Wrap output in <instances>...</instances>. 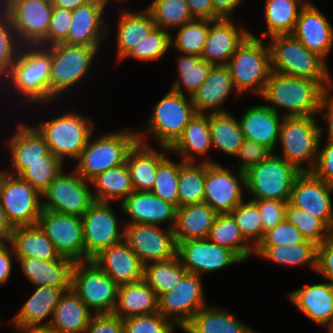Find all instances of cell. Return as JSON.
<instances>
[{
    "instance_id": "ac0fdd59",
    "label": "cell",
    "mask_w": 333,
    "mask_h": 333,
    "mask_svg": "<svg viewBox=\"0 0 333 333\" xmlns=\"http://www.w3.org/2000/svg\"><path fill=\"white\" fill-rule=\"evenodd\" d=\"M1 206L13 228L36 225L42 211L41 193L19 176L8 174L5 169Z\"/></svg>"
},
{
    "instance_id": "484cf974",
    "label": "cell",
    "mask_w": 333,
    "mask_h": 333,
    "mask_svg": "<svg viewBox=\"0 0 333 333\" xmlns=\"http://www.w3.org/2000/svg\"><path fill=\"white\" fill-rule=\"evenodd\" d=\"M232 18L209 20V33L201 58L213 65H227L237 48L250 35L248 28L238 26Z\"/></svg>"
},
{
    "instance_id": "09005b40",
    "label": "cell",
    "mask_w": 333,
    "mask_h": 333,
    "mask_svg": "<svg viewBox=\"0 0 333 333\" xmlns=\"http://www.w3.org/2000/svg\"><path fill=\"white\" fill-rule=\"evenodd\" d=\"M328 332L333 333V324L329 327Z\"/></svg>"
},
{
    "instance_id": "9f6ffc18",
    "label": "cell",
    "mask_w": 333,
    "mask_h": 333,
    "mask_svg": "<svg viewBox=\"0 0 333 333\" xmlns=\"http://www.w3.org/2000/svg\"><path fill=\"white\" fill-rule=\"evenodd\" d=\"M64 164L65 163L50 152L45 157V162L30 164L19 177L30 183L42 194L63 168H65Z\"/></svg>"
},
{
    "instance_id": "7bdbcfd3",
    "label": "cell",
    "mask_w": 333,
    "mask_h": 333,
    "mask_svg": "<svg viewBox=\"0 0 333 333\" xmlns=\"http://www.w3.org/2000/svg\"><path fill=\"white\" fill-rule=\"evenodd\" d=\"M92 193L95 201L116 202L120 204L132 193L134 188L130 171L126 163L110 168L91 181Z\"/></svg>"
},
{
    "instance_id": "681fc988",
    "label": "cell",
    "mask_w": 333,
    "mask_h": 333,
    "mask_svg": "<svg viewBox=\"0 0 333 333\" xmlns=\"http://www.w3.org/2000/svg\"><path fill=\"white\" fill-rule=\"evenodd\" d=\"M145 8L150 12L155 27L168 32L195 20L186 0H152Z\"/></svg>"
},
{
    "instance_id": "7c38bea8",
    "label": "cell",
    "mask_w": 333,
    "mask_h": 333,
    "mask_svg": "<svg viewBox=\"0 0 333 333\" xmlns=\"http://www.w3.org/2000/svg\"><path fill=\"white\" fill-rule=\"evenodd\" d=\"M57 175L41 194L42 210L82 217L95 202L91 183L83 179L73 168Z\"/></svg>"
},
{
    "instance_id": "a7ac6f4b",
    "label": "cell",
    "mask_w": 333,
    "mask_h": 333,
    "mask_svg": "<svg viewBox=\"0 0 333 333\" xmlns=\"http://www.w3.org/2000/svg\"><path fill=\"white\" fill-rule=\"evenodd\" d=\"M333 88L326 89L321 97L318 117L320 116L323 121L326 120V127L328 126V130L320 126V139H322V135L324 132L327 134V140L333 141V94L331 93Z\"/></svg>"
},
{
    "instance_id": "5b68a950",
    "label": "cell",
    "mask_w": 333,
    "mask_h": 333,
    "mask_svg": "<svg viewBox=\"0 0 333 333\" xmlns=\"http://www.w3.org/2000/svg\"><path fill=\"white\" fill-rule=\"evenodd\" d=\"M34 127L44 137L50 152L63 163L67 158L76 160L95 131L92 118L71 109L55 118L36 122Z\"/></svg>"
},
{
    "instance_id": "3957f363",
    "label": "cell",
    "mask_w": 333,
    "mask_h": 333,
    "mask_svg": "<svg viewBox=\"0 0 333 333\" xmlns=\"http://www.w3.org/2000/svg\"><path fill=\"white\" fill-rule=\"evenodd\" d=\"M272 71L318 82L325 90L333 88L328 63L309 51L293 34L270 37Z\"/></svg>"
},
{
    "instance_id": "d590c367",
    "label": "cell",
    "mask_w": 333,
    "mask_h": 333,
    "mask_svg": "<svg viewBox=\"0 0 333 333\" xmlns=\"http://www.w3.org/2000/svg\"><path fill=\"white\" fill-rule=\"evenodd\" d=\"M217 216L218 213L205 202L178 207L172 228L176 244L190 239H207Z\"/></svg>"
},
{
    "instance_id": "603a6c76",
    "label": "cell",
    "mask_w": 333,
    "mask_h": 333,
    "mask_svg": "<svg viewBox=\"0 0 333 333\" xmlns=\"http://www.w3.org/2000/svg\"><path fill=\"white\" fill-rule=\"evenodd\" d=\"M119 205L121 213L128 218L124 224L160 226L167 222L168 228H173L175 224L178 207L163 201L151 191H134Z\"/></svg>"
},
{
    "instance_id": "03108f58",
    "label": "cell",
    "mask_w": 333,
    "mask_h": 333,
    "mask_svg": "<svg viewBox=\"0 0 333 333\" xmlns=\"http://www.w3.org/2000/svg\"><path fill=\"white\" fill-rule=\"evenodd\" d=\"M315 273L333 284V234L322 244L317 245Z\"/></svg>"
},
{
    "instance_id": "c3c4849f",
    "label": "cell",
    "mask_w": 333,
    "mask_h": 333,
    "mask_svg": "<svg viewBox=\"0 0 333 333\" xmlns=\"http://www.w3.org/2000/svg\"><path fill=\"white\" fill-rule=\"evenodd\" d=\"M206 163L180 161L178 207L204 201Z\"/></svg>"
},
{
    "instance_id": "753ad0ef",
    "label": "cell",
    "mask_w": 333,
    "mask_h": 333,
    "mask_svg": "<svg viewBox=\"0 0 333 333\" xmlns=\"http://www.w3.org/2000/svg\"><path fill=\"white\" fill-rule=\"evenodd\" d=\"M91 0H51L53 7H59L67 10H75L76 8L90 2Z\"/></svg>"
},
{
    "instance_id": "e7e4bbea",
    "label": "cell",
    "mask_w": 333,
    "mask_h": 333,
    "mask_svg": "<svg viewBox=\"0 0 333 333\" xmlns=\"http://www.w3.org/2000/svg\"><path fill=\"white\" fill-rule=\"evenodd\" d=\"M319 142L318 157L312 173L319 179L333 185V141L327 140L321 147Z\"/></svg>"
},
{
    "instance_id": "8992f818",
    "label": "cell",
    "mask_w": 333,
    "mask_h": 333,
    "mask_svg": "<svg viewBox=\"0 0 333 333\" xmlns=\"http://www.w3.org/2000/svg\"><path fill=\"white\" fill-rule=\"evenodd\" d=\"M227 66L238 96L250 93L260 97L272 72L269 44H264V39L250 33Z\"/></svg>"
},
{
    "instance_id": "2e32d148",
    "label": "cell",
    "mask_w": 333,
    "mask_h": 333,
    "mask_svg": "<svg viewBox=\"0 0 333 333\" xmlns=\"http://www.w3.org/2000/svg\"><path fill=\"white\" fill-rule=\"evenodd\" d=\"M124 241L143 265L177 256V244L172 228L150 224H125Z\"/></svg>"
},
{
    "instance_id": "b9fcfbb0",
    "label": "cell",
    "mask_w": 333,
    "mask_h": 333,
    "mask_svg": "<svg viewBox=\"0 0 333 333\" xmlns=\"http://www.w3.org/2000/svg\"><path fill=\"white\" fill-rule=\"evenodd\" d=\"M10 245L9 240L0 239V254Z\"/></svg>"
},
{
    "instance_id": "979ff035",
    "label": "cell",
    "mask_w": 333,
    "mask_h": 333,
    "mask_svg": "<svg viewBox=\"0 0 333 333\" xmlns=\"http://www.w3.org/2000/svg\"><path fill=\"white\" fill-rule=\"evenodd\" d=\"M110 1H114V0H110ZM116 1H120V2H126V1H128V0H116Z\"/></svg>"
},
{
    "instance_id": "9c48e42d",
    "label": "cell",
    "mask_w": 333,
    "mask_h": 333,
    "mask_svg": "<svg viewBox=\"0 0 333 333\" xmlns=\"http://www.w3.org/2000/svg\"><path fill=\"white\" fill-rule=\"evenodd\" d=\"M99 49L65 43L51 45L50 104L90 75Z\"/></svg>"
},
{
    "instance_id": "d6a6232c",
    "label": "cell",
    "mask_w": 333,
    "mask_h": 333,
    "mask_svg": "<svg viewBox=\"0 0 333 333\" xmlns=\"http://www.w3.org/2000/svg\"><path fill=\"white\" fill-rule=\"evenodd\" d=\"M211 148L209 114L196 113L169 150L172 155L180 156L183 162H198L199 156H203L202 162L215 163L206 156Z\"/></svg>"
},
{
    "instance_id": "8d00e7d4",
    "label": "cell",
    "mask_w": 333,
    "mask_h": 333,
    "mask_svg": "<svg viewBox=\"0 0 333 333\" xmlns=\"http://www.w3.org/2000/svg\"><path fill=\"white\" fill-rule=\"evenodd\" d=\"M9 242L16 258L51 261L61 257L38 224L14 227Z\"/></svg>"
},
{
    "instance_id": "11a10c76",
    "label": "cell",
    "mask_w": 333,
    "mask_h": 333,
    "mask_svg": "<svg viewBox=\"0 0 333 333\" xmlns=\"http://www.w3.org/2000/svg\"><path fill=\"white\" fill-rule=\"evenodd\" d=\"M180 163L166 157L157 168L156 180L151 192L178 207V183Z\"/></svg>"
},
{
    "instance_id": "6da1fadb",
    "label": "cell",
    "mask_w": 333,
    "mask_h": 333,
    "mask_svg": "<svg viewBox=\"0 0 333 333\" xmlns=\"http://www.w3.org/2000/svg\"><path fill=\"white\" fill-rule=\"evenodd\" d=\"M51 46L21 45L17 57L0 85L15 92L23 104L50 105ZM7 82V83H6ZM6 84V85H5Z\"/></svg>"
},
{
    "instance_id": "74e56055",
    "label": "cell",
    "mask_w": 333,
    "mask_h": 333,
    "mask_svg": "<svg viewBox=\"0 0 333 333\" xmlns=\"http://www.w3.org/2000/svg\"><path fill=\"white\" fill-rule=\"evenodd\" d=\"M238 319L228 309L206 305L181 330L185 333H259Z\"/></svg>"
},
{
    "instance_id": "d4e9b609",
    "label": "cell",
    "mask_w": 333,
    "mask_h": 333,
    "mask_svg": "<svg viewBox=\"0 0 333 333\" xmlns=\"http://www.w3.org/2000/svg\"><path fill=\"white\" fill-rule=\"evenodd\" d=\"M292 34L309 51L327 62V56L333 49V26L312 2H307L301 9Z\"/></svg>"
},
{
    "instance_id": "db71d44e",
    "label": "cell",
    "mask_w": 333,
    "mask_h": 333,
    "mask_svg": "<svg viewBox=\"0 0 333 333\" xmlns=\"http://www.w3.org/2000/svg\"><path fill=\"white\" fill-rule=\"evenodd\" d=\"M171 34L161 28L154 27L146 38L133 47L130 52L121 60L133 58L139 61H157L166 55L171 48Z\"/></svg>"
},
{
    "instance_id": "89a4df30",
    "label": "cell",
    "mask_w": 333,
    "mask_h": 333,
    "mask_svg": "<svg viewBox=\"0 0 333 333\" xmlns=\"http://www.w3.org/2000/svg\"><path fill=\"white\" fill-rule=\"evenodd\" d=\"M195 19L215 21L222 17L214 10L212 0H186Z\"/></svg>"
},
{
    "instance_id": "f5cc1de1",
    "label": "cell",
    "mask_w": 333,
    "mask_h": 333,
    "mask_svg": "<svg viewBox=\"0 0 333 333\" xmlns=\"http://www.w3.org/2000/svg\"><path fill=\"white\" fill-rule=\"evenodd\" d=\"M245 201L237 205L230 214L244 239L255 249L263 239V224L257 204L251 199Z\"/></svg>"
},
{
    "instance_id": "4dcf8cb0",
    "label": "cell",
    "mask_w": 333,
    "mask_h": 333,
    "mask_svg": "<svg viewBox=\"0 0 333 333\" xmlns=\"http://www.w3.org/2000/svg\"><path fill=\"white\" fill-rule=\"evenodd\" d=\"M168 153H170L168 147L159 146L156 149L149 143L139 140L135 142L126 158L134 191L152 190L158 165L168 156Z\"/></svg>"
},
{
    "instance_id": "2644e50d",
    "label": "cell",
    "mask_w": 333,
    "mask_h": 333,
    "mask_svg": "<svg viewBox=\"0 0 333 333\" xmlns=\"http://www.w3.org/2000/svg\"><path fill=\"white\" fill-rule=\"evenodd\" d=\"M15 258V259H13ZM17 260L12 247L9 245L0 254V285L8 283L13 270V261Z\"/></svg>"
},
{
    "instance_id": "f546056e",
    "label": "cell",
    "mask_w": 333,
    "mask_h": 333,
    "mask_svg": "<svg viewBox=\"0 0 333 333\" xmlns=\"http://www.w3.org/2000/svg\"><path fill=\"white\" fill-rule=\"evenodd\" d=\"M283 119V115L265 104L248 107L238 118L244 139L263 144L273 152L278 146Z\"/></svg>"
},
{
    "instance_id": "680465c9",
    "label": "cell",
    "mask_w": 333,
    "mask_h": 333,
    "mask_svg": "<svg viewBox=\"0 0 333 333\" xmlns=\"http://www.w3.org/2000/svg\"><path fill=\"white\" fill-rule=\"evenodd\" d=\"M175 326L179 328L160 312L123 319L124 333H174Z\"/></svg>"
},
{
    "instance_id": "be15d7a7",
    "label": "cell",
    "mask_w": 333,
    "mask_h": 333,
    "mask_svg": "<svg viewBox=\"0 0 333 333\" xmlns=\"http://www.w3.org/2000/svg\"><path fill=\"white\" fill-rule=\"evenodd\" d=\"M258 207L264 233L274 228L277 224L285 219V207L287 202L272 199H251Z\"/></svg>"
},
{
    "instance_id": "30bf717a",
    "label": "cell",
    "mask_w": 333,
    "mask_h": 333,
    "mask_svg": "<svg viewBox=\"0 0 333 333\" xmlns=\"http://www.w3.org/2000/svg\"><path fill=\"white\" fill-rule=\"evenodd\" d=\"M301 172L272 152L266 159L251 167L246 174V192L251 199L290 200L295 178Z\"/></svg>"
},
{
    "instance_id": "ba28073f",
    "label": "cell",
    "mask_w": 333,
    "mask_h": 333,
    "mask_svg": "<svg viewBox=\"0 0 333 333\" xmlns=\"http://www.w3.org/2000/svg\"><path fill=\"white\" fill-rule=\"evenodd\" d=\"M318 116L284 117L278 143L280 157L298 171L312 172L318 157L320 125Z\"/></svg>"
},
{
    "instance_id": "44dd1931",
    "label": "cell",
    "mask_w": 333,
    "mask_h": 333,
    "mask_svg": "<svg viewBox=\"0 0 333 333\" xmlns=\"http://www.w3.org/2000/svg\"><path fill=\"white\" fill-rule=\"evenodd\" d=\"M108 2L91 0L73 10L68 35L62 43L100 48L103 40L111 33L105 21Z\"/></svg>"
},
{
    "instance_id": "4316f807",
    "label": "cell",
    "mask_w": 333,
    "mask_h": 333,
    "mask_svg": "<svg viewBox=\"0 0 333 333\" xmlns=\"http://www.w3.org/2000/svg\"><path fill=\"white\" fill-rule=\"evenodd\" d=\"M288 301L317 325L329 329L333 324V284L322 283L303 285L286 294Z\"/></svg>"
},
{
    "instance_id": "ee69618b",
    "label": "cell",
    "mask_w": 333,
    "mask_h": 333,
    "mask_svg": "<svg viewBox=\"0 0 333 333\" xmlns=\"http://www.w3.org/2000/svg\"><path fill=\"white\" fill-rule=\"evenodd\" d=\"M212 147L230 156H236L244 135L239 120L229 112L209 114Z\"/></svg>"
},
{
    "instance_id": "bcb514c9",
    "label": "cell",
    "mask_w": 333,
    "mask_h": 333,
    "mask_svg": "<svg viewBox=\"0 0 333 333\" xmlns=\"http://www.w3.org/2000/svg\"><path fill=\"white\" fill-rule=\"evenodd\" d=\"M187 270L178 256L144 265L143 280L154 290L158 298L175 288Z\"/></svg>"
},
{
    "instance_id": "cb8c5ba5",
    "label": "cell",
    "mask_w": 333,
    "mask_h": 333,
    "mask_svg": "<svg viewBox=\"0 0 333 333\" xmlns=\"http://www.w3.org/2000/svg\"><path fill=\"white\" fill-rule=\"evenodd\" d=\"M18 123L14 134L6 141L13 168L11 170L7 166L6 171L13 176H19L32 163L45 162V157L50 153L44 137L32 124H25V121Z\"/></svg>"
},
{
    "instance_id": "7a4b0ae2",
    "label": "cell",
    "mask_w": 333,
    "mask_h": 333,
    "mask_svg": "<svg viewBox=\"0 0 333 333\" xmlns=\"http://www.w3.org/2000/svg\"><path fill=\"white\" fill-rule=\"evenodd\" d=\"M324 91L316 81L272 71L260 97L283 117L317 116Z\"/></svg>"
},
{
    "instance_id": "1f68e13d",
    "label": "cell",
    "mask_w": 333,
    "mask_h": 333,
    "mask_svg": "<svg viewBox=\"0 0 333 333\" xmlns=\"http://www.w3.org/2000/svg\"><path fill=\"white\" fill-rule=\"evenodd\" d=\"M65 291L67 290L58 287L37 286L16 315L10 319L12 327L49 326L53 311Z\"/></svg>"
},
{
    "instance_id": "277c9868",
    "label": "cell",
    "mask_w": 333,
    "mask_h": 333,
    "mask_svg": "<svg viewBox=\"0 0 333 333\" xmlns=\"http://www.w3.org/2000/svg\"><path fill=\"white\" fill-rule=\"evenodd\" d=\"M153 106L147 126L139 127L137 138L148 144L147 137L152 135L157 146L170 148L196 114L191 97L186 98L185 94L170 88L165 96ZM148 133L149 135H147Z\"/></svg>"
},
{
    "instance_id": "9a60e30c",
    "label": "cell",
    "mask_w": 333,
    "mask_h": 333,
    "mask_svg": "<svg viewBox=\"0 0 333 333\" xmlns=\"http://www.w3.org/2000/svg\"><path fill=\"white\" fill-rule=\"evenodd\" d=\"M246 191V174L237 169L232 172L220 163H206L204 201L218 214L230 213Z\"/></svg>"
},
{
    "instance_id": "f35d334b",
    "label": "cell",
    "mask_w": 333,
    "mask_h": 333,
    "mask_svg": "<svg viewBox=\"0 0 333 333\" xmlns=\"http://www.w3.org/2000/svg\"><path fill=\"white\" fill-rule=\"evenodd\" d=\"M157 312H159L158 296L143 279L118 286L114 315L124 319Z\"/></svg>"
},
{
    "instance_id": "5bb4252c",
    "label": "cell",
    "mask_w": 333,
    "mask_h": 333,
    "mask_svg": "<svg viewBox=\"0 0 333 333\" xmlns=\"http://www.w3.org/2000/svg\"><path fill=\"white\" fill-rule=\"evenodd\" d=\"M21 45H38L46 36L53 6L51 0H2Z\"/></svg>"
},
{
    "instance_id": "b9f144b4",
    "label": "cell",
    "mask_w": 333,
    "mask_h": 333,
    "mask_svg": "<svg viewBox=\"0 0 333 333\" xmlns=\"http://www.w3.org/2000/svg\"><path fill=\"white\" fill-rule=\"evenodd\" d=\"M306 4V0H265L263 16L266 30L260 39L292 34L300 11Z\"/></svg>"
},
{
    "instance_id": "f907efd6",
    "label": "cell",
    "mask_w": 333,
    "mask_h": 333,
    "mask_svg": "<svg viewBox=\"0 0 333 333\" xmlns=\"http://www.w3.org/2000/svg\"><path fill=\"white\" fill-rule=\"evenodd\" d=\"M176 36L171 34V47L179 53L201 57L209 33L208 19H195L176 29Z\"/></svg>"
},
{
    "instance_id": "836d02e7",
    "label": "cell",
    "mask_w": 333,
    "mask_h": 333,
    "mask_svg": "<svg viewBox=\"0 0 333 333\" xmlns=\"http://www.w3.org/2000/svg\"><path fill=\"white\" fill-rule=\"evenodd\" d=\"M24 276L34 286L58 287L62 290L71 289L72 269L74 261L61 256L51 261L32 258H16Z\"/></svg>"
},
{
    "instance_id": "4fadbf2b",
    "label": "cell",
    "mask_w": 333,
    "mask_h": 333,
    "mask_svg": "<svg viewBox=\"0 0 333 333\" xmlns=\"http://www.w3.org/2000/svg\"><path fill=\"white\" fill-rule=\"evenodd\" d=\"M110 204L95 201L81 217L85 261L92 260L102 250L124 240V221L117 217Z\"/></svg>"
},
{
    "instance_id": "94428289",
    "label": "cell",
    "mask_w": 333,
    "mask_h": 333,
    "mask_svg": "<svg viewBox=\"0 0 333 333\" xmlns=\"http://www.w3.org/2000/svg\"><path fill=\"white\" fill-rule=\"evenodd\" d=\"M71 20V10L53 7L47 36L38 45L48 47L62 43L67 38Z\"/></svg>"
},
{
    "instance_id": "6f0895ef",
    "label": "cell",
    "mask_w": 333,
    "mask_h": 333,
    "mask_svg": "<svg viewBox=\"0 0 333 333\" xmlns=\"http://www.w3.org/2000/svg\"><path fill=\"white\" fill-rule=\"evenodd\" d=\"M20 48L10 17L0 6V81L10 71Z\"/></svg>"
},
{
    "instance_id": "f1b7e54d",
    "label": "cell",
    "mask_w": 333,
    "mask_h": 333,
    "mask_svg": "<svg viewBox=\"0 0 333 333\" xmlns=\"http://www.w3.org/2000/svg\"><path fill=\"white\" fill-rule=\"evenodd\" d=\"M118 286L143 279L144 265L123 240L92 259Z\"/></svg>"
},
{
    "instance_id": "ffe728a7",
    "label": "cell",
    "mask_w": 333,
    "mask_h": 333,
    "mask_svg": "<svg viewBox=\"0 0 333 333\" xmlns=\"http://www.w3.org/2000/svg\"><path fill=\"white\" fill-rule=\"evenodd\" d=\"M177 256L189 273L199 276L244 263L233 251L208 239H190L177 244Z\"/></svg>"
},
{
    "instance_id": "91938a15",
    "label": "cell",
    "mask_w": 333,
    "mask_h": 333,
    "mask_svg": "<svg viewBox=\"0 0 333 333\" xmlns=\"http://www.w3.org/2000/svg\"><path fill=\"white\" fill-rule=\"evenodd\" d=\"M305 241L306 238L301 234L298 228L284 219L274 228H271L264 233L263 239L258 246H288Z\"/></svg>"
},
{
    "instance_id": "8c879c8a",
    "label": "cell",
    "mask_w": 333,
    "mask_h": 333,
    "mask_svg": "<svg viewBox=\"0 0 333 333\" xmlns=\"http://www.w3.org/2000/svg\"><path fill=\"white\" fill-rule=\"evenodd\" d=\"M244 0H212L214 10L222 18H232L234 10L241 6ZM246 1V0H245Z\"/></svg>"
},
{
    "instance_id": "34e18365",
    "label": "cell",
    "mask_w": 333,
    "mask_h": 333,
    "mask_svg": "<svg viewBox=\"0 0 333 333\" xmlns=\"http://www.w3.org/2000/svg\"><path fill=\"white\" fill-rule=\"evenodd\" d=\"M13 227L8 222L6 213L0 203V239L9 240Z\"/></svg>"
},
{
    "instance_id": "52a82bcc",
    "label": "cell",
    "mask_w": 333,
    "mask_h": 333,
    "mask_svg": "<svg viewBox=\"0 0 333 333\" xmlns=\"http://www.w3.org/2000/svg\"><path fill=\"white\" fill-rule=\"evenodd\" d=\"M93 137L92 134L73 168L89 182L98 174L126 163L130 148L138 140L137 131L127 128Z\"/></svg>"
},
{
    "instance_id": "e0dca14e",
    "label": "cell",
    "mask_w": 333,
    "mask_h": 333,
    "mask_svg": "<svg viewBox=\"0 0 333 333\" xmlns=\"http://www.w3.org/2000/svg\"><path fill=\"white\" fill-rule=\"evenodd\" d=\"M202 283L201 276L187 272L179 285L158 298L159 312L182 329L208 305Z\"/></svg>"
},
{
    "instance_id": "7dc6e473",
    "label": "cell",
    "mask_w": 333,
    "mask_h": 333,
    "mask_svg": "<svg viewBox=\"0 0 333 333\" xmlns=\"http://www.w3.org/2000/svg\"><path fill=\"white\" fill-rule=\"evenodd\" d=\"M176 59L178 74L170 88L183 95L187 93L191 96L208 77L213 64L201 57L182 53Z\"/></svg>"
},
{
    "instance_id": "11e5206c",
    "label": "cell",
    "mask_w": 333,
    "mask_h": 333,
    "mask_svg": "<svg viewBox=\"0 0 333 333\" xmlns=\"http://www.w3.org/2000/svg\"><path fill=\"white\" fill-rule=\"evenodd\" d=\"M16 333H57L50 326H30L25 328H14Z\"/></svg>"
},
{
    "instance_id": "60d3db41",
    "label": "cell",
    "mask_w": 333,
    "mask_h": 333,
    "mask_svg": "<svg viewBox=\"0 0 333 333\" xmlns=\"http://www.w3.org/2000/svg\"><path fill=\"white\" fill-rule=\"evenodd\" d=\"M256 255L277 265L286 267L303 265L316 271L317 245L310 240L288 246H257L253 256Z\"/></svg>"
},
{
    "instance_id": "8fae6325",
    "label": "cell",
    "mask_w": 333,
    "mask_h": 333,
    "mask_svg": "<svg viewBox=\"0 0 333 333\" xmlns=\"http://www.w3.org/2000/svg\"><path fill=\"white\" fill-rule=\"evenodd\" d=\"M71 289L94 314H112L118 285L93 261L75 262Z\"/></svg>"
},
{
    "instance_id": "6125c7cd",
    "label": "cell",
    "mask_w": 333,
    "mask_h": 333,
    "mask_svg": "<svg viewBox=\"0 0 333 333\" xmlns=\"http://www.w3.org/2000/svg\"><path fill=\"white\" fill-rule=\"evenodd\" d=\"M272 152L270 148L263 144L244 139L235 156L241 161L237 169L245 173L251 167L266 159Z\"/></svg>"
},
{
    "instance_id": "d6986e66",
    "label": "cell",
    "mask_w": 333,
    "mask_h": 333,
    "mask_svg": "<svg viewBox=\"0 0 333 333\" xmlns=\"http://www.w3.org/2000/svg\"><path fill=\"white\" fill-rule=\"evenodd\" d=\"M60 256L74 262L85 261V246L81 217L42 210L37 223Z\"/></svg>"
},
{
    "instance_id": "ab89813d",
    "label": "cell",
    "mask_w": 333,
    "mask_h": 333,
    "mask_svg": "<svg viewBox=\"0 0 333 333\" xmlns=\"http://www.w3.org/2000/svg\"><path fill=\"white\" fill-rule=\"evenodd\" d=\"M94 313L72 290L62 295L49 326L57 333H84Z\"/></svg>"
},
{
    "instance_id": "f6af8a7d",
    "label": "cell",
    "mask_w": 333,
    "mask_h": 333,
    "mask_svg": "<svg viewBox=\"0 0 333 333\" xmlns=\"http://www.w3.org/2000/svg\"><path fill=\"white\" fill-rule=\"evenodd\" d=\"M207 239L233 251L243 262L254 255V248L244 239L230 213L218 214Z\"/></svg>"
},
{
    "instance_id": "7402d4cb",
    "label": "cell",
    "mask_w": 333,
    "mask_h": 333,
    "mask_svg": "<svg viewBox=\"0 0 333 333\" xmlns=\"http://www.w3.org/2000/svg\"><path fill=\"white\" fill-rule=\"evenodd\" d=\"M333 185L312 172L300 173L294 180L289 202L320 218L333 231Z\"/></svg>"
},
{
    "instance_id": "2a66077c",
    "label": "cell",
    "mask_w": 333,
    "mask_h": 333,
    "mask_svg": "<svg viewBox=\"0 0 333 333\" xmlns=\"http://www.w3.org/2000/svg\"><path fill=\"white\" fill-rule=\"evenodd\" d=\"M5 184V170H1L0 171V203H1V199H2V191H3V187Z\"/></svg>"
},
{
    "instance_id": "816d5d0a",
    "label": "cell",
    "mask_w": 333,
    "mask_h": 333,
    "mask_svg": "<svg viewBox=\"0 0 333 333\" xmlns=\"http://www.w3.org/2000/svg\"><path fill=\"white\" fill-rule=\"evenodd\" d=\"M285 219L297 227L306 240L316 245L322 244L333 234V231L320 218L300 210L289 201L285 207Z\"/></svg>"
},
{
    "instance_id": "003e7915",
    "label": "cell",
    "mask_w": 333,
    "mask_h": 333,
    "mask_svg": "<svg viewBox=\"0 0 333 333\" xmlns=\"http://www.w3.org/2000/svg\"><path fill=\"white\" fill-rule=\"evenodd\" d=\"M84 333H124L123 319L112 314H94Z\"/></svg>"
},
{
    "instance_id": "e575fe53",
    "label": "cell",
    "mask_w": 333,
    "mask_h": 333,
    "mask_svg": "<svg viewBox=\"0 0 333 333\" xmlns=\"http://www.w3.org/2000/svg\"><path fill=\"white\" fill-rule=\"evenodd\" d=\"M119 11L115 51L117 62L121 63L130 50L147 37L155 23L146 8L136 12L123 7Z\"/></svg>"
},
{
    "instance_id": "83f0119b",
    "label": "cell",
    "mask_w": 333,
    "mask_h": 333,
    "mask_svg": "<svg viewBox=\"0 0 333 333\" xmlns=\"http://www.w3.org/2000/svg\"><path fill=\"white\" fill-rule=\"evenodd\" d=\"M233 91L238 94L228 66L213 65L208 77L190 97L196 113H225L230 111L222 106Z\"/></svg>"
}]
</instances>
